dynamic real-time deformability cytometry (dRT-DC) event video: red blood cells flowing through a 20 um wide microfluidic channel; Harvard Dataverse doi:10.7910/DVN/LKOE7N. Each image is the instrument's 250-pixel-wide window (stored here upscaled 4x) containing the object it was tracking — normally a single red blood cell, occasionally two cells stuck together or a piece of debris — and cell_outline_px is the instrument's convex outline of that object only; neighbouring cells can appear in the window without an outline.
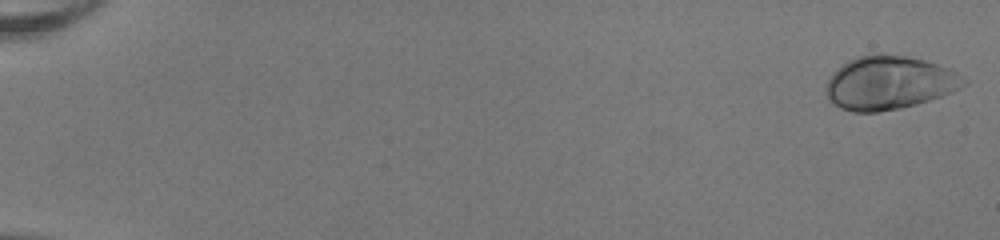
{"species": "human", "species_latin": "Homo sapiens", "temperature_condition": "room temperature", "stored_images_in_passage": 52, "camera_frame_rate_fps": 3000, "um_per_image_px": 0.085, "donor": {"sex": "female"}, "frame": {"image": 1, "passage_image": 1, "time_ms": 0.0, "image_size_px": [1000, 240], "cell_outline_px": [[968, 84], [952, 92], [916, 104], [900, 108], [880, 112], [852, 112], [840, 108], [828, 96], [828, 80], [832, 72], [848, 60], [856, 56], [908, 56], [924, 60], [948, 68], [968, 80]], "centroid_in_image_um": [75.6, 7.06], "position_along_channel_um": 9.4, "area_um2": 42.14}}
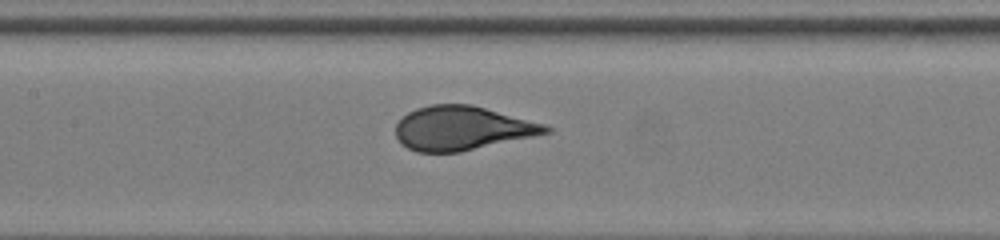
{"frame": {"image": 2, "passage_image": 27, "time_ms": 8.667, "image_size_px": [1000, 240], "cell_outline_px": [[552, 132], [460, 152], [416, 152], [400, 144], [396, 136], [396, 124], [408, 112], [416, 108], [432, 104], [472, 104], [544, 124], [552, 128]], "centroid_in_image_um": [39.25, 10.9], "position_along_channel_um": 168.1, "area_um2": 38.38}}
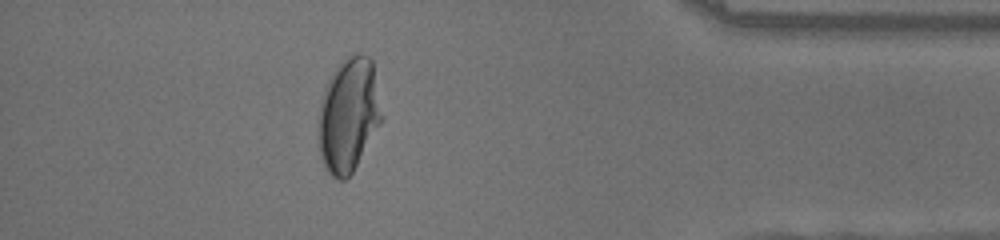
{"frame": {"image": 3, "passage_image": 47, "time_ms": 15.333, "image_size_px": [1000, 240], "cell_outline_px": [[384, 120], [352, 172], [344, 180], [340, 180], [332, 176], [328, 172], [320, 156], [316, 136], [316, 120], [320, 100], [324, 88], [332, 72], [340, 60], [356, 52], [360, 52], [368, 56], [372, 60], [384, 116]], "centroid_in_image_um": [29.61, 9.75], "position_along_channel_um": 405.6, "area_um2": 43.41}, "authors_computed_cell_mechanics": {"area_um2": 39.6508, "velocity_mm_per_s": 4.0239, "shape_relaxation_time_tau1_ms": 4.6307, "shape_relaxation_time_tau2_ms": null, "deformation_change_tau1": 0.2258, "deformation_change_tau2": null}}